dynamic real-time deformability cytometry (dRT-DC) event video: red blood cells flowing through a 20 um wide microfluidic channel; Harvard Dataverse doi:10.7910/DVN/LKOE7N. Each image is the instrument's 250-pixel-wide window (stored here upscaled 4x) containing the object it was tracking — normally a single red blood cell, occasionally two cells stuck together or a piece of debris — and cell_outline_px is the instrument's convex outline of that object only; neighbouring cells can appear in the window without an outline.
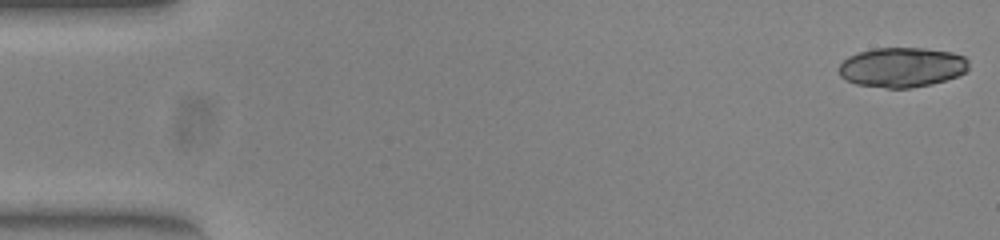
{"species": "common noctule bat (a hibernating species)", "species_latin": "Nyctalus noctula", "temperature_condition": "warm", "stored_images_in_passage": 18, "camera_frame_rate_fps": 3000, "um_per_image_px": 0.085, "animal": {"sex": "female", "body_mass_g": 23.0, "forearm_length_mm": 53.4}, "frame": {"image": 1, "passage_image": 1, "time_ms": 0.0, "image_size_px": [1000, 240], "cell_outline_px": [[968, 68], [964, 72], [956, 76], [932, 84], [912, 88], [888, 88], [856, 84], [840, 76], [840, 64], [848, 56], [872, 48], [924, 48], [952, 52], [964, 56], [968, 60]], "centroid_in_image_um": [76.67, 5.71], "position_along_channel_um": 8.3, "area_um2": 30.0}}